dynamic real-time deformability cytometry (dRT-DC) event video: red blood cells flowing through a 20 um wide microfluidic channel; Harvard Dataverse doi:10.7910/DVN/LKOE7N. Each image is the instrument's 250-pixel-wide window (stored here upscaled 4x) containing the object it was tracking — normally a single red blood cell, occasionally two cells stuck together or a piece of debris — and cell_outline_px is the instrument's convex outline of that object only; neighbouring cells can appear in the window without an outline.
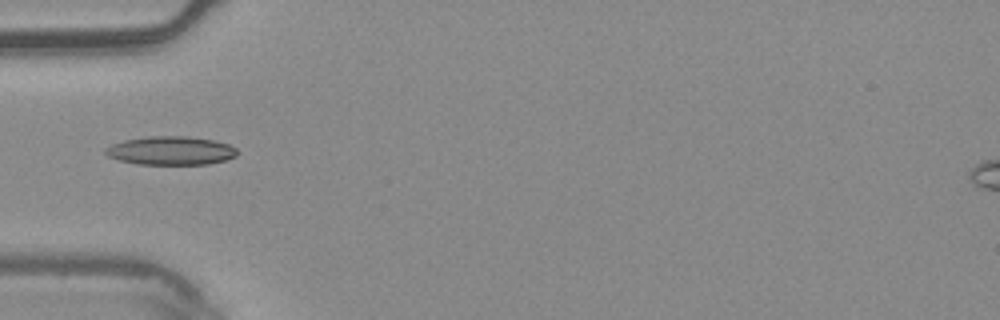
{"species": "common noctule bat (a hibernating species)", "species_latin": "Nyctalus noctula", "temperature_condition": "warm", "stored_images_in_passage": 5, "camera_frame_rate_fps": 3000, "um_per_image_px": 0.085, "animal": {"sex": "male", "body_mass_g": 20.4}, "frame": {"image": 1, "passage_image": 5, "time_ms": 1.333, "image_size_px": [1000, 320], "cell_outline_px": [[240, 152], [236, 156], [228, 160], [208, 164], [136, 164], [120, 160], [108, 156], [104, 152], [104, 148], [112, 144], [124, 140], [148, 136], [188, 136], [212, 140], [228, 144], [236, 148]], "centroid_in_image_um": [14.54, 12.8], "position_along_channel_um": 70.5, "area_um2": 22.08}}